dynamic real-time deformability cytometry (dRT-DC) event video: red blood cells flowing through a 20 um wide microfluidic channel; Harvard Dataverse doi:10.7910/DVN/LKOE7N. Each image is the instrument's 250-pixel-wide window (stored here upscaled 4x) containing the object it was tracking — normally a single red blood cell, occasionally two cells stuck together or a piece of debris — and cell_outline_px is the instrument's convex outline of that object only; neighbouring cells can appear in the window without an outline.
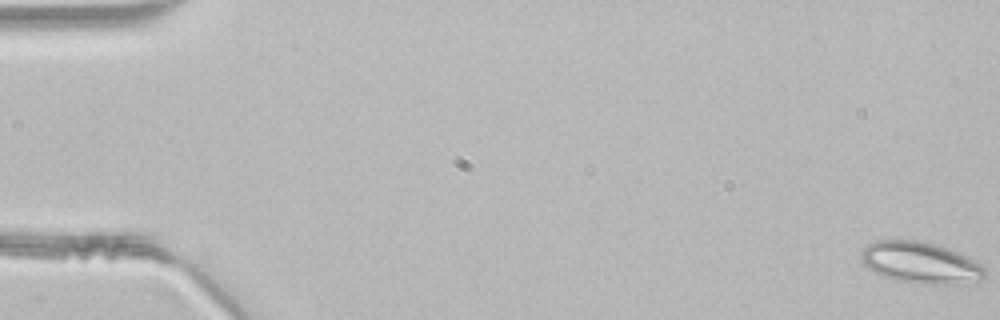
{"species": "common noctule bat (a hibernating species)", "species_latin": "Nyctalus noctula", "temperature_condition": "room temperature", "stored_images_in_passage": 50, "camera_frame_rate_fps": 3000, "um_per_image_px": 0.085, "animal": {"sex": "male", "body_mass_g": 21.5, "forearm_length_mm": 52.0}, "frame": {"image": 1, "passage_image": 1, "time_ms": 0.0, "image_size_px": [1000, 320], "cell_outline_px": [[984, 276], [964, 284], [916, 284], [896, 280], [880, 276], [868, 268], [860, 260], [860, 252], [868, 244], [876, 240], [920, 240], [936, 244], [960, 252], [968, 256], [980, 264], [984, 268]], "centroid_in_image_um": [78.2, 22.32], "position_along_channel_um": 6.8, "area_um2": 30.17}}
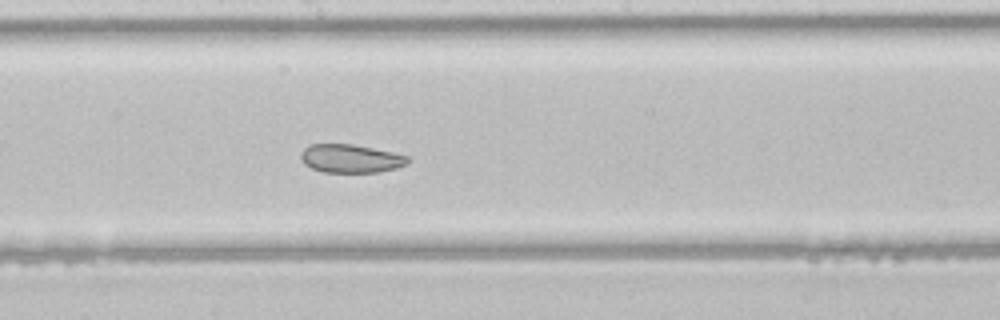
{"frame": {"image": 2, "passage_image": 27, "time_ms": 8.667, "image_size_px": [1000, 320], "cell_outline_px": [[412, 160], [408, 164], [396, 168], [376, 172], [324, 172], [312, 168], [304, 164], [300, 160], [300, 152], [308, 144], [352, 144], [392, 152], [408, 156]], "centroid_in_image_um": [29.79, 13.47], "position_along_channel_um": 218.4, "area_um2": 17.8}}
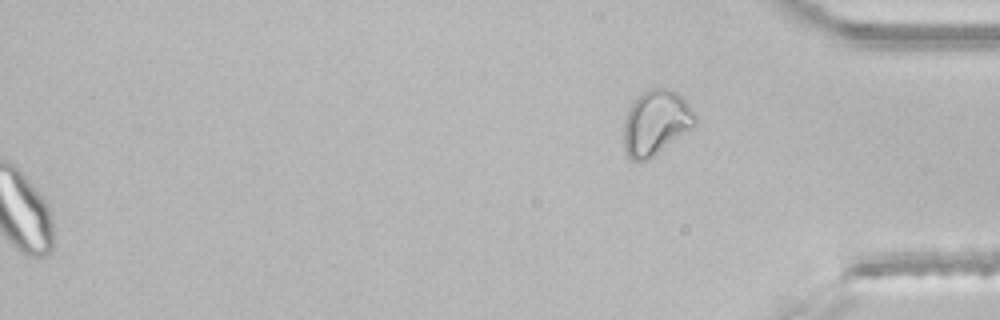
{"frame": {"image": 3, "passage_image": 50, "time_ms": 16.333, "image_size_px": [1000, 320], "cell_outline_px": [[696, 124], [692, 128], [648, 160], [636, 164], [624, 152], [624, 120], [628, 108], [636, 96], [640, 92], [648, 88], [668, 88], [676, 92], [688, 104], [696, 116]], "centroid_in_image_um": [55.7, 10.43], "position_along_channel_um": 379.5, "area_um2": 27.28}}